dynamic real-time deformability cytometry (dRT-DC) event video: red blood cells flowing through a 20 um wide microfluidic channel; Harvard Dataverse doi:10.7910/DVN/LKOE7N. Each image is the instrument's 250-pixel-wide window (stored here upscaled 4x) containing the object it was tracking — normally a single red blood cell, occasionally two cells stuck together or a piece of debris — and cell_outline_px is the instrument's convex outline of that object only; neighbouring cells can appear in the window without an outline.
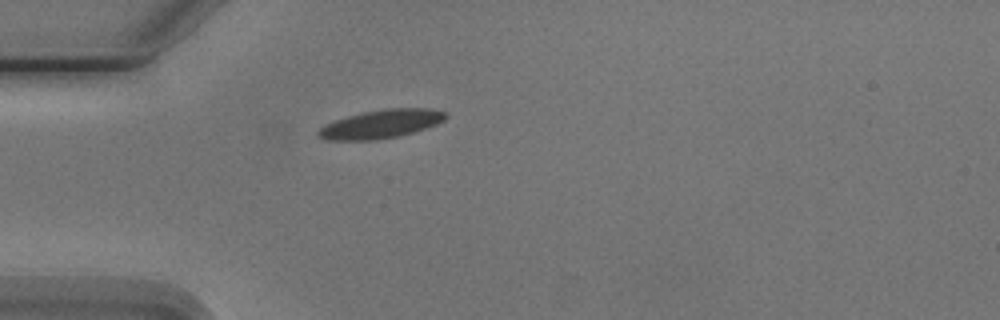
{"species": "Egyptian fruit bat (a non-hibernating species)", "species_latin": "Rousettus aegyptiacus", "temperature_condition": "cold", "stored_images_in_passage": 2, "camera_frame_rate_fps": 3000, "um_per_image_px": 0.085, "animal": {"sex": "male"}, "frame": {"image": 1, "passage_image": 2, "time_ms": 1.333, "image_size_px": [1000, 320], "cell_outline_px": [[448, 116], [444, 120], [436, 124], [400, 136], [376, 140], [328, 140], [316, 136], [316, 132], [324, 124], [360, 112], [384, 108], [428, 108], [444, 112]], "centroid_in_image_um": [32.35, 10.54], "position_along_channel_um": 52.7, "area_um2": 21.21}}